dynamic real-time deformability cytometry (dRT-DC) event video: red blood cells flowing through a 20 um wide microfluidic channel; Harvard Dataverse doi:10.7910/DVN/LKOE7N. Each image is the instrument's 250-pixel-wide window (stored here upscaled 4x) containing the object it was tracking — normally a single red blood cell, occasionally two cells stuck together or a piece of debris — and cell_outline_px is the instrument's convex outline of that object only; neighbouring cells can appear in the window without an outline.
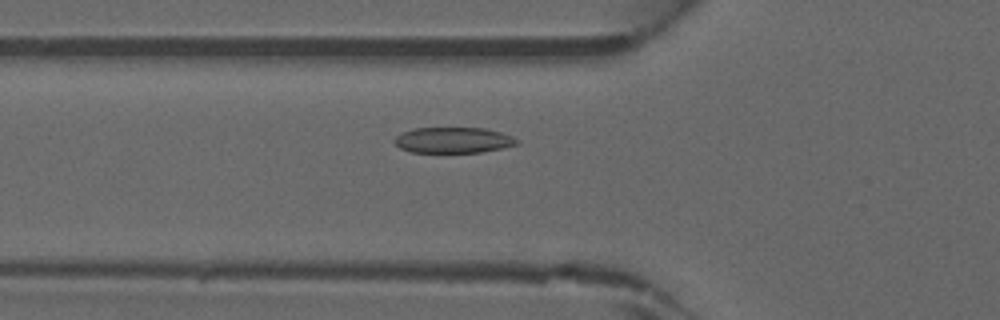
{"species": "common noctule bat (a hibernating species)", "species_latin": "Nyctalus noctula", "temperature_condition": "warm", "stored_images_in_passage": 38, "camera_frame_rate_fps": 3000, "um_per_image_px": 0.085, "animal": {"sex": "male", "forearm_length_mm": 52.5}, "frame": {"image": 1, "passage_image": 9, "time_ms": 2.667, "image_size_px": [1000, 320], "cell_outline_px": [[520, 140], [516, 144], [500, 148], [480, 152], [412, 152], [400, 148], [392, 140], [400, 132], [412, 128], [484, 128], [500, 132], [512, 136]], "centroid_in_image_um": [38.48, 11.9], "position_along_channel_um": 87.3, "area_um2": 18.32}}
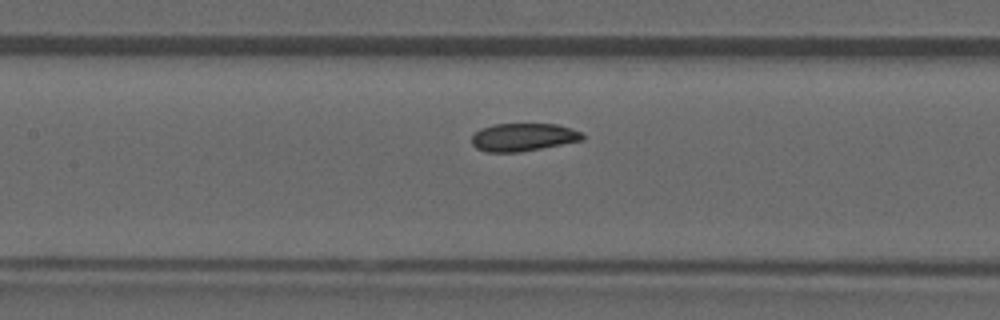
{"frame": {"image": 2, "passage_image": 14, "time_ms": 4.333, "image_size_px": [1000, 320], "cell_outline_px": [[584, 140], [520, 152], [488, 152], [476, 148], [472, 144], [472, 136], [480, 128], [496, 124], [556, 124], [572, 128], [584, 132]], "centroid_in_image_um": [44.51, 11.66], "position_along_channel_um": 162.9, "area_um2": 18.09}}
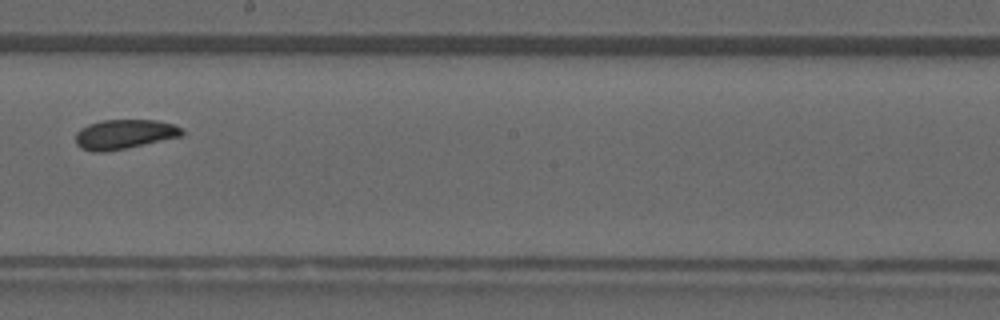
{"frame": {"image": 3, "passage_image": 19, "time_ms": 6.0, "image_size_px": [1000, 320], "cell_outline_px": [[184, 132], [180, 136], [124, 148], [104, 152], [92, 152], [80, 148], [76, 144], [76, 132], [80, 128], [88, 124], [100, 120], [156, 120], [172, 124], [184, 128]], "centroid_in_image_um": [10.52, 11.4], "position_along_channel_um": 237.7, "area_um2": 18.21}}